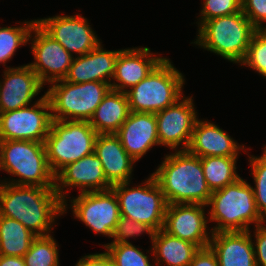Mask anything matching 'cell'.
Instances as JSON below:
<instances>
[{
	"instance_id": "6da1fadb",
	"label": "cell",
	"mask_w": 266,
	"mask_h": 266,
	"mask_svg": "<svg viewBox=\"0 0 266 266\" xmlns=\"http://www.w3.org/2000/svg\"><path fill=\"white\" fill-rule=\"evenodd\" d=\"M63 202L55 188L5 183L0 190V216L15 219L36 236H48Z\"/></svg>"
},
{
	"instance_id": "7a4b0ae2",
	"label": "cell",
	"mask_w": 266,
	"mask_h": 266,
	"mask_svg": "<svg viewBox=\"0 0 266 266\" xmlns=\"http://www.w3.org/2000/svg\"><path fill=\"white\" fill-rule=\"evenodd\" d=\"M167 204L206 205L212 194L204 177L201 158L187 150L165 155L152 173Z\"/></svg>"
},
{
	"instance_id": "3957f363",
	"label": "cell",
	"mask_w": 266,
	"mask_h": 266,
	"mask_svg": "<svg viewBox=\"0 0 266 266\" xmlns=\"http://www.w3.org/2000/svg\"><path fill=\"white\" fill-rule=\"evenodd\" d=\"M208 206L211 207L208 212L209 222H217L212 233L249 231L251 223H255V227L265 223L257 210L252 186L241 177L213 191Z\"/></svg>"
},
{
	"instance_id": "277c9868",
	"label": "cell",
	"mask_w": 266,
	"mask_h": 266,
	"mask_svg": "<svg viewBox=\"0 0 266 266\" xmlns=\"http://www.w3.org/2000/svg\"><path fill=\"white\" fill-rule=\"evenodd\" d=\"M198 27L197 39L192 43L233 63L243 61L258 30L243 11L206 20Z\"/></svg>"
},
{
	"instance_id": "5b68a950",
	"label": "cell",
	"mask_w": 266,
	"mask_h": 266,
	"mask_svg": "<svg viewBox=\"0 0 266 266\" xmlns=\"http://www.w3.org/2000/svg\"><path fill=\"white\" fill-rule=\"evenodd\" d=\"M1 170L19 177L5 181L14 185L55 187L45 143L29 140H0Z\"/></svg>"
},
{
	"instance_id": "8992f818",
	"label": "cell",
	"mask_w": 266,
	"mask_h": 266,
	"mask_svg": "<svg viewBox=\"0 0 266 266\" xmlns=\"http://www.w3.org/2000/svg\"><path fill=\"white\" fill-rule=\"evenodd\" d=\"M185 79L172 64L164 58L143 80L126 91L130 112L153 113L174 104L183 95Z\"/></svg>"
},
{
	"instance_id": "52a82bcc",
	"label": "cell",
	"mask_w": 266,
	"mask_h": 266,
	"mask_svg": "<svg viewBox=\"0 0 266 266\" xmlns=\"http://www.w3.org/2000/svg\"><path fill=\"white\" fill-rule=\"evenodd\" d=\"M97 135L89 121L52 120L45 139L52 173L56 175L66 165L92 154Z\"/></svg>"
},
{
	"instance_id": "ba28073f",
	"label": "cell",
	"mask_w": 266,
	"mask_h": 266,
	"mask_svg": "<svg viewBox=\"0 0 266 266\" xmlns=\"http://www.w3.org/2000/svg\"><path fill=\"white\" fill-rule=\"evenodd\" d=\"M45 92L51 106L52 120L90 121L97 106L111 89L100 81L70 83L58 80Z\"/></svg>"
},
{
	"instance_id": "9c48e42d",
	"label": "cell",
	"mask_w": 266,
	"mask_h": 266,
	"mask_svg": "<svg viewBox=\"0 0 266 266\" xmlns=\"http://www.w3.org/2000/svg\"><path fill=\"white\" fill-rule=\"evenodd\" d=\"M143 185L130 186L129 182L112 185L119 203L120 216L149 226L154 232L163 229L167 202L151 174Z\"/></svg>"
},
{
	"instance_id": "30bf717a",
	"label": "cell",
	"mask_w": 266,
	"mask_h": 266,
	"mask_svg": "<svg viewBox=\"0 0 266 266\" xmlns=\"http://www.w3.org/2000/svg\"><path fill=\"white\" fill-rule=\"evenodd\" d=\"M35 102L32 106L0 113V140L45 143L52 122L51 106L46 94Z\"/></svg>"
},
{
	"instance_id": "8fae6325",
	"label": "cell",
	"mask_w": 266,
	"mask_h": 266,
	"mask_svg": "<svg viewBox=\"0 0 266 266\" xmlns=\"http://www.w3.org/2000/svg\"><path fill=\"white\" fill-rule=\"evenodd\" d=\"M75 218L91 228L95 234L113 237L120 218V209L112 189L80 193L71 200Z\"/></svg>"
},
{
	"instance_id": "7c38bea8",
	"label": "cell",
	"mask_w": 266,
	"mask_h": 266,
	"mask_svg": "<svg viewBox=\"0 0 266 266\" xmlns=\"http://www.w3.org/2000/svg\"><path fill=\"white\" fill-rule=\"evenodd\" d=\"M34 37L31 40L34 62L27 64L45 86L63 80L74 59L59 42L50 36L37 22L32 28Z\"/></svg>"
},
{
	"instance_id": "4fadbf2b",
	"label": "cell",
	"mask_w": 266,
	"mask_h": 266,
	"mask_svg": "<svg viewBox=\"0 0 266 266\" xmlns=\"http://www.w3.org/2000/svg\"><path fill=\"white\" fill-rule=\"evenodd\" d=\"M194 107L192 96L189 98L183 96L155 114L160 145L175 151H178L179 145L181 151L188 149L198 119Z\"/></svg>"
},
{
	"instance_id": "5bb4252c",
	"label": "cell",
	"mask_w": 266,
	"mask_h": 266,
	"mask_svg": "<svg viewBox=\"0 0 266 266\" xmlns=\"http://www.w3.org/2000/svg\"><path fill=\"white\" fill-rule=\"evenodd\" d=\"M37 23L72 56L87 54L100 43L88 20L79 14L37 19Z\"/></svg>"
},
{
	"instance_id": "9a60e30c",
	"label": "cell",
	"mask_w": 266,
	"mask_h": 266,
	"mask_svg": "<svg viewBox=\"0 0 266 266\" xmlns=\"http://www.w3.org/2000/svg\"><path fill=\"white\" fill-rule=\"evenodd\" d=\"M206 205L168 204L165 212L163 230L168 234L189 241L199 248L208 247L212 233H208ZM207 218V219H206Z\"/></svg>"
},
{
	"instance_id": "2e32d148",
	"label": "cell",
	"mask_w": 266,
	"mask_h": 266,
	"mask_svg": "<svg viewBox=\"0 0 266 266\" xmlns=\"http://www.w3.org/2000/svg\"><path fill=\"white\" fill-rule=\"evenodd\" d=\"M79 187L80 192L105 191L112 188L107 181L101 160L92 154L70 163L55 175V190L63 202V213L66 212L67 200L64 188Z\"/></svg>"
},
{
	"instance_id": "e0dca14e",
	"label": "cell",
	"mask_w": 266,
	"mask_h": 266,
	"mask_svg": "<svg viewBox=\"0 0 266 266\" xmlns=\"http://www.w3.org/2000/svg\"><path fill=\"white\" fill-rule=\"evenodd\" d=\"M3 73V81H0V113L29 106L43 88L37 74L27 64L6 67Z\"/></svg>"
},
{
	"instance_id": "ac0fdd59",
	"label": "cell",
	"mask_w": 266,
	"mask_h": 266,
	"mask_svg": "<svg viewBox=\"0 0 266 266\" xmlns=\"http://www.w3.org/2000/svg\"><path fill=\"white\" fill-rule=\"evenodd\" d=\"M164 59L150 52L148 47L122 49L119 53L112 90L126 92L143 80ZM116 81V82H115Z\"/></svg>"
},
{
	"instance_id": "d6986e66",
	"label": "cell",
	"mask_w": 266,
	"mask_h": 266,
	"mask_svg": "<svg viewBox=\"0 0 266 266\" xmlns=\"http://www.w3.org/2000/svg\"><path fill=\"white\" fill-rule=\"evenodd\" d=\"M115 134L135 161L141 159L154 145H160L157 119L153 113L130 112Z\"/></svg>"
},
{
	"instance_id": "ffe728a7",
	"label": "cell",
	"mask_w": 266,
	"mask_h": 266,
	"mask_svg": "<svg viewBox=\"0 0 266 266\" xmlns=\"http://www.w3.org/2000/svg\"><path fill=\"white\" fill-rule=\"evenodd\" d=\"M122 50H104L101 42L89 53L75 56L64 78L70 83L100 81L111 84L119 53Z\"/></svg>"
},
{
	"instance_id": "44dd1931",
	"label": "cell",
	"mask_w": 266,
	"mask_h": 266,
	"mask_svg": "<svg viewBox=\"0 0 266 266\" xmlns=\"http://www.w3.org/2000/svg\"><path fill=\"white\" fill-rule=\"evenodd\" d=\"M94 153L101 160L104 175L111 185L131 181L136 161L125 151L116 134H98Z\"/></svg>"
},
{
	"instance_id": "7402d4cb",
	"label": "cell",
	"mask_w": 266,
	"mask_h": 266,
	"mask_svg": "<svg viewBox=\"0 0 266 266\" xmlns=\"http://www.w3.org/2000/svg\"><path fill=\"white\" fill-rule=\"evenodd\" d=\"M240 149L244 150V145H239L219 126L208 122V120L197 119L187 151L200 158L207 156L238 157Z\"/></svg>"
},
{
	"instance_id": "603a6c76",
	"label": "cell",
	"mask_w": 266,
	"mask_h": 266,
	"mask_svg": "<svg viewBox=\"0 0 266 266\" xmlns=\"http://www.w3.org/2000/svg\"><path fill=\"white\" fill-rule=\"evenodd\" d=\"M209 246L219 266H256L250 230L212 233Z\"/></svg>"
},
{
	"instance_id": "cb8c5ba5",
	"label": "cell",
	"mask_w": 266,
	"mask_h": 266,
	"mask_svg": "<svg viewBox=\"0 0 266 266\" xmlns=\"http://www.w3.org/2000/svg\"><path fill=\"white\" fill-rule=\"evenodd\" d=\"M129 113L126 93L110 89L89 123L98 134H115L127 120Z\"/></svg>"
},
{
	"instance_id": "d4e9b609",
	"label": "cell",
	"mask_w": 266,
	"mask_h": 266,
	"mask_svg": "<svg viewBox=\"0 0 266 266\" xmlns=\"http://www.w3.org/2000/svg\"><path fill=\"white\" fill-rule=\"evenodd\" d=\"M152 249L155 266H160V262H164L167 266H189L200 248L160 229L154 232Z\"/></svg>"
},
{
	"instance_id": "484cf974",
	"label": "cell",
	"mask_w": 266,
	"mask_h": 266,
	"mask_svg": "<svg viewBox=\"0 0 266 266\" xmlns=\"http://www.w3.org/2000/svg\"><path fill=\"white\" fill-rule=\"evenodd\" d=\"M36 237L19 221L0 216V255L23 257Z\"/></svg>"
},
{
	"instance_id": "4316f807",
	"label": "cell",
	"mask_w": 266,
	"mask_h": 266,
	"mask_svg": "<svg viewBox=\"0 0 266 266\" xmlns=\"http://www.w3.org/2000/svg\"><path fill=\"white\" fill-rule=\"evenodd\" d=\"M237 158L225 156L201 158L204 177L211 192L222 189L240 178L236 172Z\"/></svg>"
},
{
	"instance_id": "83f0119b",
	"label": "cell",
	"mask_w": 266,
	"mask_h": 266,
	"mask_svg": "<svg viewBox=\"0 0 266 266\" xmlns=\"http://www.w3.org/2000/svg\"><path fill=\"white\" fill-rule=\"evenodd\" d=\"M37 20L25 21L21 26L0 27V63L10 60L18 47L26 45L31 40L32 28Z\"/></svg>"
},
{
	"instance_id": "f1b7e54d",
	"label": "cell",
	"mask_w": 266,
	"mask_h": 266,
	"mask_svg": "<svg viewBox=\"0 0 266 266\" xmlns=\"http://www.w3.org/2000/svg\"><path fill=\"white\" fill-rule=\"evenodd\" d=\"M59 250L52 235L37 236L23 256L26 266H59Z\"/></svg>"
},
{
	"instance_id": "f546056e",
	"label": "cell",
	"mask_w": 266,
	"mask_h": 266,
	"mask_svg": "<svg viewBox=\"0 0 266 266\" xmlns=\"http://www.w3.org/2000/svg\"><path fill=\"white\" fill-rule=\"evenodd\" d=\"M110 255L114 266H154L149 256L132 243H107L102 245Z\"/></svg>"
},
{
	"instance_id": "4dcf8cb0",
	"label": "cell",
	"mask_w": 266,
	"mask_h": 266,
	"mask_svg": "<svg viewBox=\"0 0 266 266\" xmlns=\"http://www.w3.org/2000/svg\"><path fill=\"white\" fill-rule=\"evenodd\" d=\"M251 175L255 182L253 189L256 207L261 217L266 221V146L262 156H249Z\"/></svg>"
},
{
	"instance_id": "1f68e13d",
	"label": "cell",
	"mask_w": 266,
	"mask_h": 266,
	"mask_svg": "<svg viewBox=\"0 0 266 266\" xmlns=\"http://www.w3.org/2000/svg\"><path fill=\"white\" fill-rule=\"evenodd\" d=\"M240 65L248 66L266 78V29L257 30Z\"/></svg>"
},
{
	"instance_id": "d6a6232c",
	"label": "cell",
	"mask_w": 266,
	"mask_h": 266,
	"mask_svg": "<svg viewBox=\"0 0 266 266\" xmlns=\"http://www.w3.org/2000/svg\"><path fill=\"white\" fill-rule=\"evenodd\" d=\"M242 11L241 0H204L198 25L206 20L227 16Z\"/></svg>"
},
{
	"instance_id": "836d02e7",
	"label": "cell",
	"mask_w": 266,
	"mask_h": 266,
	"mask_svg": "<svg viewBox=\"0 0 266 266\" xmlns=\"http://www.w3.org/2000/svg\"><path fill=\"white\" fill-rule=\"evenodd\" d=\"M149 234L151 240L154 231L146 224L136 222L131 218L120 216L116 229L113 233L114 240L111 243H131L127 239L135 236H140L142 233Z\"/></svg>"
},
{
	"instance_id": "e575fe53",
	"label": "cell",
	"mask_w": 266,
	"mask_h": 266,
	"mask_svg": "<svg viewBox=\"0 0 266 266\" xmlns=\"http://www.w3.org/2000/svg\"><path fill=\"white\" fill-rule=\"evenodd\" d=\"M243 14L258 29H266V0H241Z\"/></svg>"
},
{
	"instance_id": "d590c367",
	"label": "cell",
	"mask_w": 266,
	"mask_h": 266,
	"mask_svg": "<svg viewBox=\"0 0 266 266\" xmlns=\"http://www.w3.org/2000/svg\"><path fill=\"white\" fill-rule=\"evenodd\" d=\"M253 243L256 266H266V225L256 226Z\"/></svg>"
},
{
	"instance_id": "8d00e7d4",
	"label": "cell",
	"mask_w": 266,
	"mask_h": 266,
	"mask_svg": "<svg viewBox=\"0 0 266 266\" xmlns=\"http://www.w3.org/2000/svg\"><path fill=\"white\" fill-rule=\"evenodd\" d=\"M189 266H219L217 256L210 246L200 248Z\"/></svg>"
},
{
	"instance_id": "74e56055",
	"label": "cell",
	"mask_w": 266,
	"mask_h": 266,
	"mask_svg": "<svg viewBox=\"0 0 266 266\" xmlns=\"http://www.w3.org/2000/svg\"><path fill=\"white\" fill-rule=\"evenodd\" d=\"M76 266H114L110 255L106 252L89 254L77 261Z\"/></svg>"
},
{
	"instance_id": "f35d334b",
	"label": "cell",
	"mask_w": 266,
	"mask_h": 266,
	"mask_svg": "<svg viewBox=\"0 0 266 266\" xmlns=\"http://www.w3.org/2000/svg\"><path fill=\"white\" fill-rule=\"evenodd\" d=\"M0 266H26L23 257L0 255Z\"/></svg>"
},
{
	"instance_id": "ab89813d",
	"label": "cell",
	"mask_w": 266,
	"mask_h": 266,
	"mask_svg": "<svg viewBox=\"0 0 266 266\" xmlns=\"http://www.w3.org/2000/svg\"><path fill=\"white\" fill-rule=\"evenodd\" d=\"M0 170H1V164H0ZM4 184H5V180L4 181H0V190L2 189Z\"/></svg>"
}]
</instances>
